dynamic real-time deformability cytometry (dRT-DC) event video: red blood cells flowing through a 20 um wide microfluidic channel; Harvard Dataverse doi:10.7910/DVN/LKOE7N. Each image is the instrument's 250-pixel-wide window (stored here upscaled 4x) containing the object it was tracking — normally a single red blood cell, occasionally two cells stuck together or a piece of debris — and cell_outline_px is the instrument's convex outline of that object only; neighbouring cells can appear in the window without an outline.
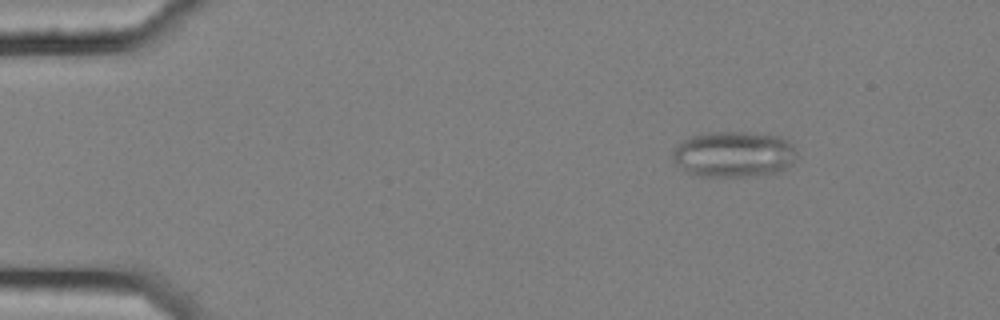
{"species": "common noctule bat (a hibernating species)", "species_latin": "Nyctalus noctula", "temperature_condition": "cold", "stored_images_in_passage": 6, "segment_of_instrument_passage": [2, 2], "camera_frame_rate_fps": 3000, "um_per_image_px": 0.085, "animal": {"sex": "female", "body_mass_g": 25.1}, "frame": {"image": 1, "passage_image": 6, "time_ms": 1.667, "image_size_px": [1000, 320], "cell_outline_px": [[800, 156], [792, 164], [780, 172], [744, 176], [700, 176], [684, 172], [672, 160], [672, 152], [684, 140], [692, 136], [704, 132], [744, 132], [780, 136], [788, 140], [792, 144]], "centroid_in_image_um": [62.4, 13.11], "position_along_channel_um": 22.6, "area_um2": 33.52}}